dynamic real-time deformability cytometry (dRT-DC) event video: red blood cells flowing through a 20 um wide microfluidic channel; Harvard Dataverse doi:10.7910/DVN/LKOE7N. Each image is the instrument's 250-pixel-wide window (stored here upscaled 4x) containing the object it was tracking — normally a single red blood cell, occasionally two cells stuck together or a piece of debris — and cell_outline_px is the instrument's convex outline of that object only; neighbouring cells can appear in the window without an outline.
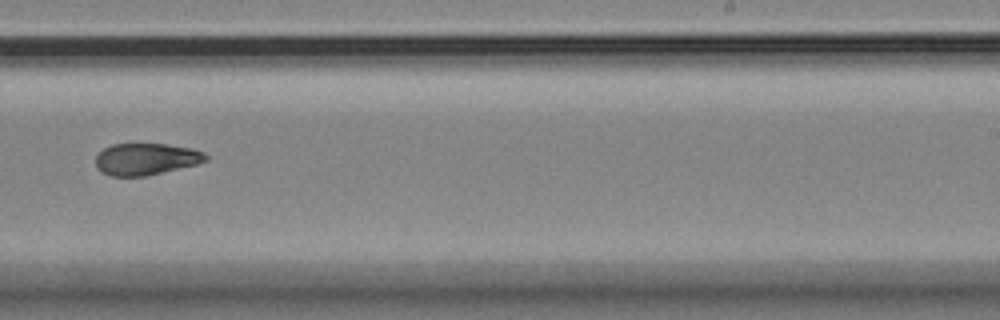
{"species": "Egyptian fruit bat (a non-hibernating species)", "species_latin": "Rousettus aegyptiacus", "temperature_condition": "room temperature", "stored_images_in_passage": 14, "camera_frame_rate_fps": 3000, "um_per_image_px": 0.085, "animal": {"sex": "female"}, "frame": {"image": 1, "passage_image": 10, "time_ms": 11.0, "image_size_px": [1000, 320], "cell_outline_px": [[208, 160], [196, 164], [144, 176], [112, 176], [100, 172], [96, 168], [96, 156], [104, 148], [112, 144], [168, 144], [192, 148], [204, 152], [208, 156]], "centroid_in_image_um": [12.4, 13.51], "position_along_channel_um": 276.6, "area_um2": 20.35}}
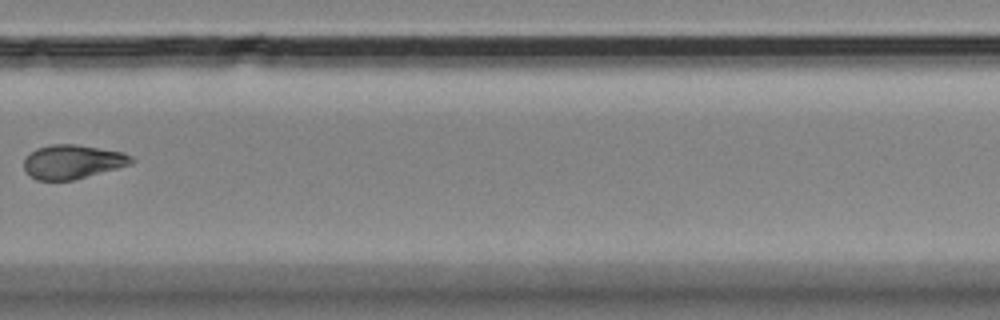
{"frame": {"image": 2, "passage_image": 11, "time_ms": 12.333, "image_size_px": [1000, 320], "cell_outline_px": [[136, 160], [132, 164], [72, 180], [36, 180], [28, 176], [24, 168], [24, 160], [36, 148], [52, 144], [76, 144], [124, 152], [132, 156]], "centroid_in_image_um": [6.18, 13.75], "position_along_channel_um": 323.6, "area_um2": 21.33}}
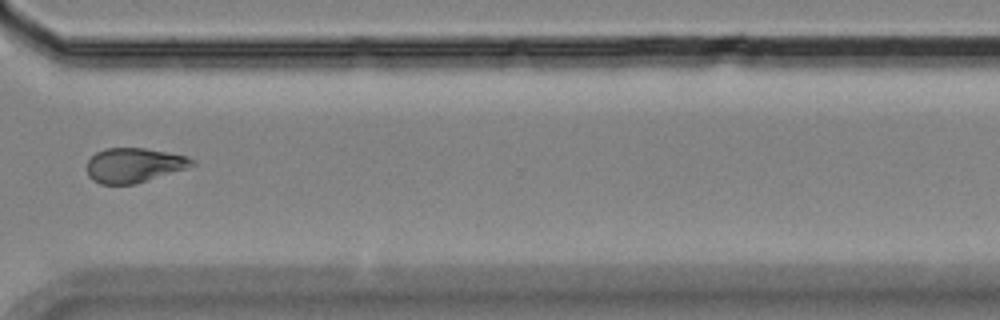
{"frame": {"image": 3, "passage_image": 12, "time_ms": 13.333, "image_size_px": [1000, 320], "cell_outline_px": [[196, 164], [188, 168], [136, 184], [100, 184], [92, 180], [88, 176], [88, 160], [96, 152], [104, 148], [144, 148], [188, 156], [196, 160]], "centroid_in_image_um": [11.42, 14.04], "position_along_channel_um": 359.2, "area_um2": 21.33}}